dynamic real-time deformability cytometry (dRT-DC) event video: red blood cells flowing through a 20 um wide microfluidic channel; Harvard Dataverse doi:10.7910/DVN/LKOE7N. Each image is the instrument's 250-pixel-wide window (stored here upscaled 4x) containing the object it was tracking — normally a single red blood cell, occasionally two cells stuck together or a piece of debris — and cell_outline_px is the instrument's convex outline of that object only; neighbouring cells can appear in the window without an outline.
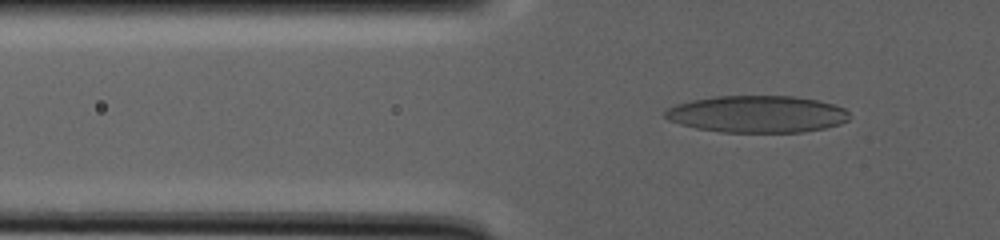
{"species": "human", "species_latin": "Homo sapiens", "temperature_condition": "warm", "stored_images_in_passage": 120, "camera_frame_rate_fps": 3000, "um_per_image_px": 0.085, "donor": {"sex": "male"}, "frame": {"image": 1, "passage_image": 46, "time_ms": 17.333, "image_size_px": [1000, 240], "cell_outline_px": [[848, 120], [840, 124], [824, 128], [804, 132], [720, 132], [696, 128], [680, 124], [668, 120], [664, 116], [664, 112], [668, 108], [676, 104], [692, 100], [712, 96], [796, 96], [836, 104], [844, 108], [848, 112]], "centroid_in_image_um": [64.35, 9.69], "position_along_channel_um": 61.5, "area_um2": 39.88}}
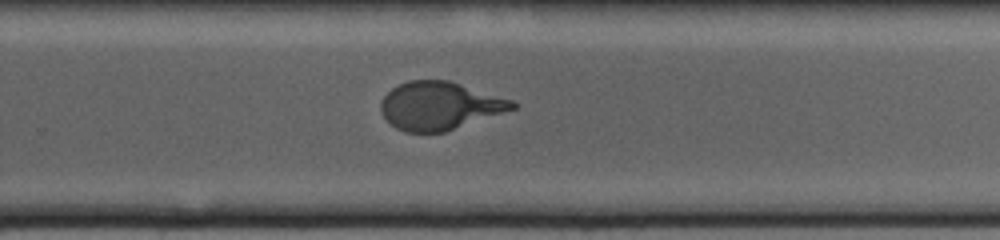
{"frame": {"image": 2, "passage_image": 90, "time_ms": 32.667, "image_size_px": [1000, 240], "cell_outline_px": [[516, 108], [444, 132], [404, 132], [396, 128], [380, 112], [380, 100], [392, 88], [408, 80], [448, 80], [512, 100], [516, 104]], "centroid_in_image_um": [37.33, 8.99], "position_along_channel_um": 292.5, "area_um2": 36.41}}
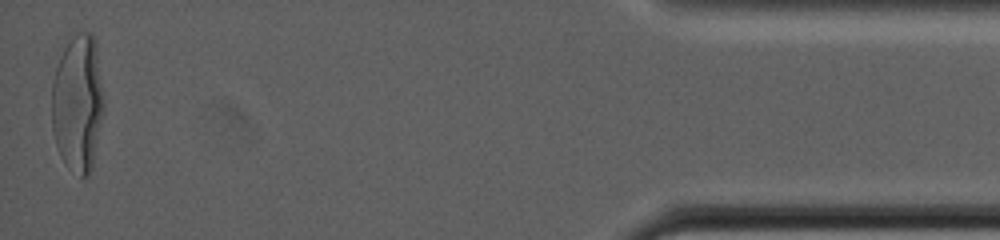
{"frame": {"image": 3, "passage_image": 120, "time_ms": 45.0, "image_size_px": [1000, 240], "cell_outline_px": [[104, 112], [92, 168], [88, 176], [80, 180], [64, 164], [60, 156], [52, 132], [52, 80], [60, 56], [64, 48], [72, 36], [76, 32], [92, 32], [96, 44], [104, 96]], "centroid_in_image_um": [6.62, 8.82], "position_along_channel_um": 428.6, "area_um2": 42.54}}